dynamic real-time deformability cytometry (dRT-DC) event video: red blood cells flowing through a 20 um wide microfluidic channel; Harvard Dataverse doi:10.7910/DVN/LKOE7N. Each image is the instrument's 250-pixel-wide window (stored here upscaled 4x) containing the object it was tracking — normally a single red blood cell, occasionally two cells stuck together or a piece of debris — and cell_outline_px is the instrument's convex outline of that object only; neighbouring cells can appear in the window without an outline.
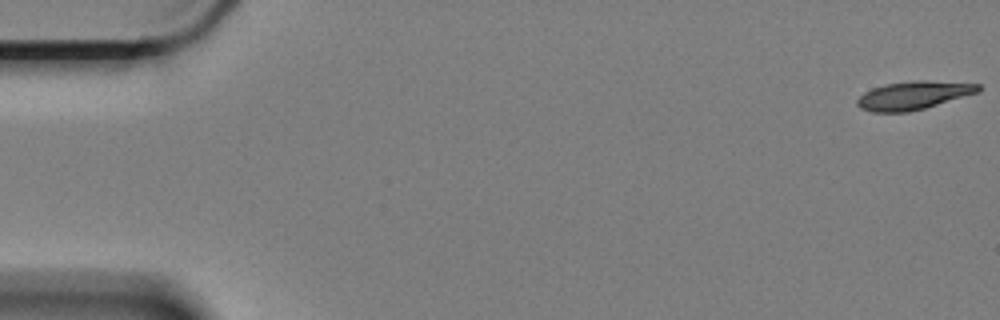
{"species": "Egyptian fruit bat (a non-hibernating species)", "species_latin": "Rousettus aegyptiacus", "temperature_condition": "cold", "stored_images_in_passage": 11, "camera_frame_rate_fps": 3000, "um_per_image_px": 0.085, "animal": {"sex": "female"}, "frame": {"image": 1, "passage_image": 1, "time_ms": 0.0, "image_size_px": [1000, 320], "cell_outline_px": [[980, 92], [924, 108], [908, 112], [872, 112], [860, 108], [856, 104], [856, 100], [864, 92], [872, 88], [884, 84], [916, 80], [924, 80], [980, 84]], "centroid_in_image_um": [77.62, 8.1], "position_along_channel_um": 7.4, "area_um2": 19.94}}